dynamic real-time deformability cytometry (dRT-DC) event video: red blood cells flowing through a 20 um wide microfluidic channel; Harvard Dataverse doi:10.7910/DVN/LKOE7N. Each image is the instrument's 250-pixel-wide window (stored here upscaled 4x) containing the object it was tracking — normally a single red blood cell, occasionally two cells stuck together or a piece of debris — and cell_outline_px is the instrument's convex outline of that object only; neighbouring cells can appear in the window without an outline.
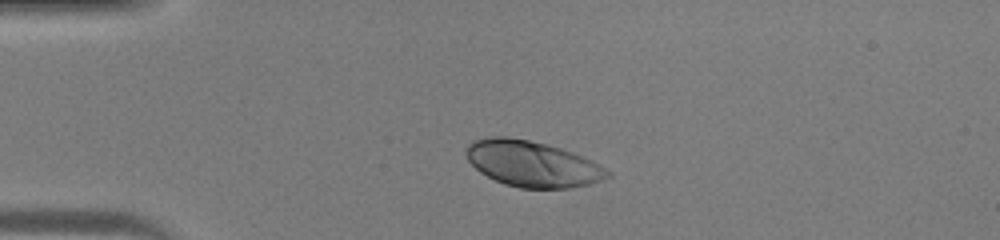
{"species": "human", "species_latin": "Homo sapiens", "temperature_condition": "warm", "stored_images_in_passage": 35, "camera_frame_rate_fps": 3000, "um_per_image_px": 0.085, "donor": {"sex": "male"}, "frame": {"image": 1, "passage_image": 1, "time_ms": 0.0, "image_size_px": [1000, 240], "cell_outline_px": [[612, 176], [588, 184], [572, 188], [520, 188], [504, 184], [480, 172], [468, 160], [464, 152], [464, 148], [472, 140], [492, 136], [508, 136], [548, 144], [572, 152], [592, 160], [612, 172]], "centroid_in_image_um": [45.23, 13.91], "position_along_channel_um": 39.8, "area_um2": 37.97}}
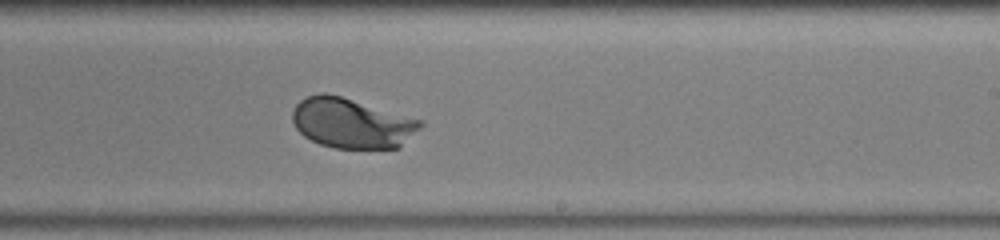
{"frame": {"image": 2, "passage_image": 18, "time_ms": 5.667, "image_size_px": [1000, 240], "cell_outline_px": [[424, 124], [400, 148], [332, 148], [320, 144], [304, 136], [296, 128], [292, 120], [292, 112], [296, 104], [300, 100], [308, 96], [320, 92], [324, 92], [340, 96], [424, 120]], "centroid_in_image_um": [29.91, 10.47], "position_along_channel_um": 259.1, "area_um2": 37.4}}
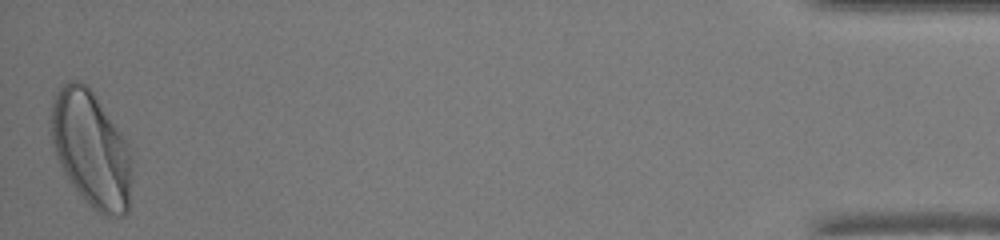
{"frame": {"image": 3, "passage_image": 35, "time_ms": 11.333, "image_size_px": [1000, 240], "cell_outline_px": [[132, 168], [128, 212], [124, 216], [104, 216], [92, 208], [84, 200], [68, 180], [60, 164], [52, 140], [48, 120], [52, 96], [68, 80], [80, 80], [92, 92], [120, 132], [128, 144], [132, 160]], "centroid_in_image_um": [7.73, 12.69], "position_along_channel_um": 427.5, "area_um2": 54.79}}